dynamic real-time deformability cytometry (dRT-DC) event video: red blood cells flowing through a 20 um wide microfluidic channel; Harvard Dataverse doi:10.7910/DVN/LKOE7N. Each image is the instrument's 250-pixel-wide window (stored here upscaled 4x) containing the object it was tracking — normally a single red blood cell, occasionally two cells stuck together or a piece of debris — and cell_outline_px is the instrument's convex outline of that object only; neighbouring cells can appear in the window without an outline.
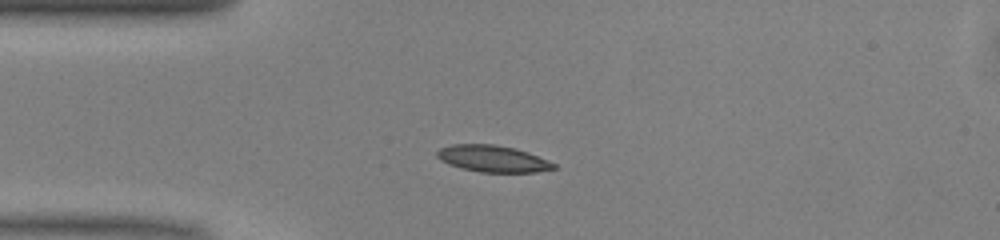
{"species": "common noctule bat (a hibernating species)", "species_latin": "Nyctalus noctula", "temperature_condition": "warm", "stored_images_in_passage": 39, "camera_frame_rate_fps": 3000, "um_per_image_px": 0.085, "animal": {"sex": "male", "body_mass_g": 13.0, "forearm_length_mm": 53.1}, "frame": {"image": 1, "passage_image": 1, "time_ms": 0.0, "image_size_px": [1000, 240], "cell_outline_px": [[556, 168], [536, 172], [480, 172], [460, 168], [448, 164], [440, 160], [436, 156], [436, 152], [440, 148], [452, 144], [496, 144], [516, 148], [528, 152], [548, 160], [556, 164]], "centroid_in_image_um": [41.87, 13.48], "position_along_channel_um": 43.1, "area_um2": 18.26}}
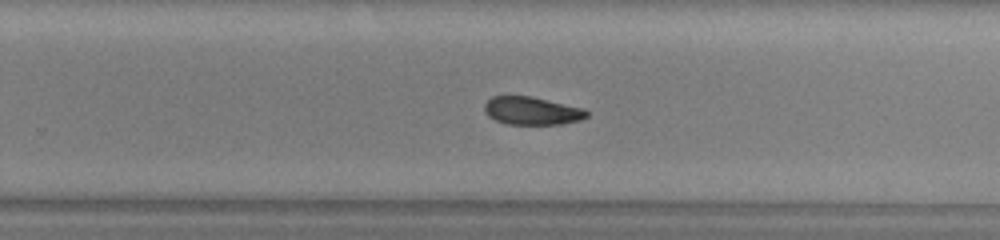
{"frame": {"image": 2, "passage_image": 20, "time_ms": 6.333, "image_size_px": [1000, 240], "cell_outline_px": [[588, 116], [580, 120], [560, 124], [508, 124], [496, 120], [488, 116], [484, 112], [484, 104], [492, 96], [532, 96], [584, 108], [588, 112]], "centroid_in_image_um": [45.21, 9.41], "position_along_channel_um": 284.6, "area_um2": 16.7}}
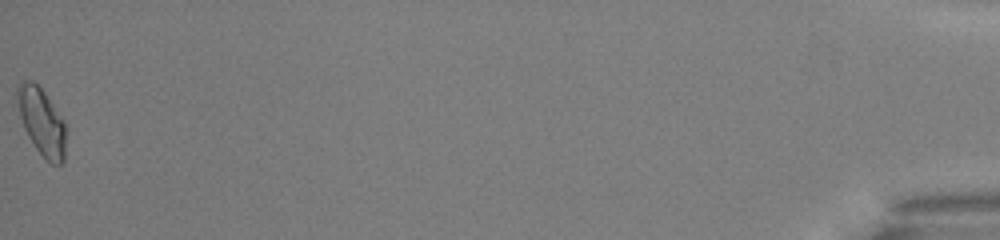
{"frame": {"image": 3, "passage_image": 39, "time_ms": 12.667, "image_size_px": [1000, 240], "cell_outline_px": [[64, 160], [60, 164], [52, 164], [36, 148], [28, 136], [24, 128], [20, 116], [16, 92], [16, 88], [20, 80], [32, 80], [44, 92], [64, 120]], "centroid_in_image_um": [3.51, 10.3], "position_along_channel_um": 431.7, "area_um2": 18.61}, "authors_computed_cell_mechanics": {"area_um2": 17.8602, "velocity_mm_per_s": 4.0775, "shape_relaxation_time_tau1_ms": 5.2343, "shape_relaxation_time_tau2_ms": 3.0958, "deformation_change_tau1": 0.1228, "deformation_change_tau2": 0.0842}}